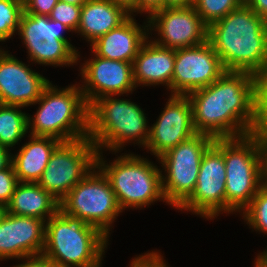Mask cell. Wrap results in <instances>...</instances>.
Returning a JSON list of instances; mask_svg holds the SVG:
<instances>
[{
  "instance_id": "cell-1",
  "label": "cell",
  "mask_w": 267,
  "mask_h": 267,
  "mask_svg": "<svg viewBox=\"0 0 267 267\" xmlns=\"http://www.w3.org/2000/svg\"><path fill=\"white\" fill-rule=\"evenodd\" d=\"M187 97L197 133L223 139L256 132V76L252 73L225 71Z\"/></svg>"
},
{
  "instance_id": "cell-2",
  "label": "cell",
  "mask_w": 267,
  "mask_h": 267,
  "mask_svg": "<svg viewBox=\"0 0 267 267\" xmlns=\"http://www.w3.org/2000/svg\"><path fill=\"white\" fill-rule=\"evenodd\" d=\"M208 41L226 71L267 69V20L245 3L208 26Z\"/></svg>"
},
{
  "instance_id": "cell-3",
  "label": "cell",
  "mask_w": 267,
  "mask_h": 267,
  "mask_svg": "<svg viewBox=\"0 0 267 267\" xmlns=\"http://www.w3.org/2000/svg\"><path fill=\"white\" fill-rule=\"evenodd\" d=\"M109 237L61 209L45 223L42 252L58 267H102Z\"/></svg>"
},
{
  "instance_id": "cell-4",
  "label": "cell",
  "mask_w": 267,
  "mask_h": 267,
  "mask_svg": "<svg viewBox=\"0 0 267 267\" xmlns=\"http://www.w3.org/2000/svg\"><path fill=\"white\" fill-rule=\"evenodd\" d=\"M119 96L101 97L89 107L88 138L97 152L105 149L116 154L128 143L145 148L148 141L150 125L145 110Z\"/></svg>"
},
{
  "instance_id": "cell-5",
  "label": "cell",
  "mask_w": 267,
  "mask_h": 267,
  "mask_svg": "<svg viewBox=\"0 0 267 267\" xmlns=\"http://www.w3.org/2000/svg\"><path fill=\"white\" fill-rule=\"evenodd\" d=\"M51 83L44 89L36 113L28 115L30 135L51 137L61 142L88 137L89 107L77 82L66 88Z\"/></svg>"
},
{
  "instance_id": "cell-6",
  "label": "cell",
  "mask_w": 267,
  "mask_h": 267,
  "mask_svg": "<svg viewBox=\"0 0 267 267\" xmlns=\"http://www.w3.org/2000/svg\"><path fill=\"white\" fill-rule=\"evenodd\" d=\"M123 154L109 164L103 152H97L96 156V165L107 176L121 210L146 208L158 200L166 202L162 190L163 171L147 157L131 152Z\"/></svg>"
},
{
  "instance_id": "cell-7",
  "label": "cell",
  "mask_w": 267,
  "mask_h": 267,
  "mask_svg": "<svg viewBox=\"0 0 267 267\" xmlns=\"http://www.w3.org/2000/svg\"><path fill=\"white\" fill-rule=\"evenodd\" d=\"M226 170V214H239L251 203L261 186L259 132L223 138Z\"/></svg>"
},
{
  "instance_id": "cell-8",
  "label": "cell",
  "mask_w": 267,
  "mask_h": 267,
  "mask_svg": "<svg viewBox=\"0 0 267 267\" xmlns=\"http://www.w3.org/2000/svg\"><path fill=\"white\" fill-rule=\"evenodd\" d=\"M60 209L97 227L107 237L123 212L107 176L97 165L60 201Z\"/></svg>"
},
{
  "instance_id": "cell-9",
  "label": "cell",
  "mask_w": 267,
  "mask_h": 267,
  "mask_svg": "<svg viewBox=\"0 0 267 267\" xmlns=\"http://www.w3.org/2000/svg\"><path fill=\"white\" fill-rule=\"evenodd\" d=\"M67 32L72 31L48 16L23 12L16 35L25 44L31 63L70 67L80 63L81 54L71 40L64 37Z\"/></svg>"
},
{
  "instance_id": "cell-10",
  "label": "cell",
  "mask_w": 267,
  "mask_h": 267,
  "mask_svg": "<svg viewBox=\"0 0 267 267\" xmlns=\"http://www.w3.org/2000/svg\"><path fill=\"white\" fill-rule=\"evenodd\" d=\"M213 143V137L197 133L157 159L164 170L161 178L166 204L178 209L191 196L203 155Z\"/></svg>"
},
{
  "instance_id": "cell-11",
  "label": "cell",
  "mask_w": 267,
  "mask_h": 267,
  "mask_svg": "<svg viewBox=\"0 0 267 267\" xmlns=\"http://www.w3.org/2000/svg\"><path fill=\"white\" fill-rule=\"evenodd\" d=\"M97 149L88 138L61 142L37 182L61 201L96 165Z\"/></svg>"
},
{
  "instance_id": "cell-12",
  "label": "cell",
  "mask_w": 267,
  "mask_h": 267,
  "mask_svg": "<svg viewBox=\"0 0 267 267\" xmlns=\"http://www.w3.org/2000/svg\"><path fill=\"white\" fill-rule=\"evenodd\" d=\"M225 183L223 139H214L201 160L194 192L177 210L214 220L219 214L226 213Z\"/></svg>"
},
{
  "instance_id": "cell-13",
  "label": "cell",
  "mask_w": 267,
  "mask_h": 267,
  "mask_svg": "<svg viewBox=\"0 0 267 267\" xmlns=\"http://www.w3.org/2000/svg\"><path fill=\"white\" fill-rule=\"evenodd\" d=\"M149 39L161 47L181 49L208 40V25L193 6L161 8L148 18ZM156 31L158 38H150ZM151 35V36H150Z\"/></svg>"
},
{
  "instance_id": "cell-14",
  "label": "cell",
  "mask_w": 267,
  "mask_h": 267,
  "mask_svg": "<svg viewBox=\"0 0 267 267\" xmlns=\"http://www.w3.org/2000/svg\"><path fill=\"white\" fill-rule=\"evenodd\" d=\"M91 56L79 65L84 100L90 107L96 100L109 95L132 94L136 90L133 79V63Z\"/></svg>"
},
{
  "instance_id": "cell-15",
  "label": "cell",
  "mask_w": 267,
  "mask_h": 267,
  "mask_svg": "<svg viewBox=\"0 0 267 267\" xmlns=\"http://www.w3.org/2000/svg\"><path fill=\"white\" fill-rule=\"evenodd\" d=\"M225 71L208 40L197 46L176 49L172 95H187L207 87Z\"/></svg>"
},
{
  "instance_id": "cell-16",
  "label": "cell",
  "mask_w": 267,
  "mask_h": 267,
  "mask_svg": "<svg viewBox=\"0 0 267 267\" xmlns=\"http://www.w3.org/2000/svg\"><path fill=\"white\" fill-rule=\"evenodd\" d=\"M164 110L149 129L145 148L156 159L189 140L197 134L192 115V106L187 95H171Z\"/></svg>"
},
{
  "instance_id": "cell-17",
  "label": "cell",
  "mask_w": 267,
  "mask_h": 267,
  "mask_svg": "<svg viewBox=\"0 0 267 267\" xmlns=\"http://www.w3.org/2000/svg\"><path fill=\"white\" fill-rule=\"evenodd\" d=\"M29 66L7 50L0 52V104L26 108L40 98L51 82Z\"/></svg>"
},
{
  "instance_id": "cell-18",
  "label": "cell",
  "mask_w": 267,
  "mask_h": 267,
  "mask_svg": "<svg viewBox=\"0 0 267 267\" xmlns=\"http://www.w3.org/2000/svg\"><path fill=\"white\" fill-rule=\"evenodd\" d=\"M45 223L36 217L6 213L0 223V261L41 255Z\"/></svg>"
},
{
  "instance_id": "cell-19",
  "label": "cell",
  "mask_w": 267,
  "mask_h": 267,
  "mask_svg": "<svg viewBox=\"0 0 267 267\" xmlns=\"http://www.w3.org/2000/svg\"><path fill=\"white\" fill-rule=\"evenodd\" d=\"M130 15L117 28L96 39L90 50L99 57L133 63L142 44L149 38L148 19L140 25Z\"/></svg>"
},
{
  "instance_id": "cell-20",
  "label": "cell",
  "mask_w": 267,
  "mask_h": 267,
  "mask_svg": "<svg viewBox=\"0 0 267 267\" xmlns=\"http://www.w3.org/2000/svg\"><path fill=\"white\" fill-rule=\"evenodd\" d=\"M175 50L161 47L149 38L142 44L133 62V79L136 88L166 86L172 95V76Z\"/></svg>"
},
{
  "instance_id": "cell-21",
  "label": "cell",
  "mask_w": 267,
  "mask_h": 267,
  "mask_svg": "<svg viewBox=\"0 0 267 267\" xmlns=\"http://www.w3.org/2000/svg\"><path fill=\"white\" fill-rule=\"evenodd\" d=\"M130 14L111 0H88L81 6L76 33L92 44L99 37L122 24Z\"/></svg>"
},
{
  "instance_id": "cell-22",
  "label": "cell",
  "mask_w": 267,
  "mask_h": 267,
  "mask_svg": "<svg viewBox=\"0 0 267 267\" xmlns=\"http://www.w3.org/2000/svg\"><path fill=\"white\" fill-rule=\"evenodd\" d=\"M18 152L12 154L16 177L22 183H37L48 165L49 159L61 141L43 136L29 135Z\"/></svg>"
},
{
  "instance_id": "cell-23",
  "label": "cell",
  "mask_w": 267,
  "mask_h": 267,
  "mask_svg": "<svg viewBox=\"0 0 267 267\" xmlns=\"http://www.w3.org/2000/svg\"><path fill=\"white\" fill-rule=\"evenodd\" d=\"M6 209L13 215L36 217L46 222L58 212L60 201L38 183L19 182Z\"/></svg>"
},
{
  "instance_id": "cell-24",
  "label": "cell",
  "mask_w": 267,
  "mask_h": 267,
  "mask_svg": "<svg viewBox=\"0 0 267 267\" xmlns=\"http://www.w3.org/2000/svg\"><path fill=\"white\" fill-rule=\"evenodd\" d=\"M24 107L0 104V146L14 149L27 136L28 115Z\"/></svg>"
},
{
  "instance_id": "cell-25",
  "label": "cell",
  "mask_w": 267,
  "mask_h": 267,
  "mask_svg": "<svg viewBox=\"0 0 267 267\" xmlns=\"http://www.w3.org/2000/svg\"><path fill=\"white\" fill-rule=\"evenodd\" d=\"M240 215L252 231L267 235V189L261 187Z\"/></svg>"
},
{
  "instance_id": "cell-26",
  "label": "cell",
  "mask_w": 267,
  "mask_h": 267,
  "mask_svg": "<svg viewBox=\"0 0 267 267\" xmlns=\"http://www.w3.org/2000/svg\"><path fill=\"white\" fill-rule=\"evenodd\" d=\"M23 12V0H0V42L17 34Z\"/></svg>"
},
{
  "instance_id": "cell-27",
  "label": "cell",
  "mask_w": 267,
  "mask_h": 267,
  "mask_svg": "<svg viewBox=\"0 0 267 267\" xmlns=\"http://www.w3.org/2000/svg\"><path fill=\"white\" fill-rule=\"evenodd\" d=\"M244 3V0H194L193 7L209 26Z\"/></svg>"
},
{
  "instance_id": "cell-28",
  "label": "cell",
  "mask_w": 267,
  "mask_h": 267,
  "mask_svg": "<svg viewBox=\"0 0 267 267\" xmlns=\"http://www.w3.org/2000/svg\"><path fill=\"white\" fill-rule=\"evenodd\" d=\"M256 132H267V69L256 76Z\"/></svg>"
},
{
  "instance_id": "cell-29",
  "label": "cell",
  "mask_w": 267,
  "mask_h": 267,
  "mask_svg": "<svg viewBox=\"0 0 267 267\" xmlns=\"http://www.w3.org/2000/svg\"><path fill=\"white\" fill-rule=\"evenodd\" d=\"M81 6L59 1L49 14V18L62 23L76 34L80 23Z\"/></svg>"
},
{
  "instance_id": "cell-30",
  "label": "cell",
  "mask_w": 267,
  "mask_h": 267,
  "mask_svg": "<svg viewBox=\"0 0 267 267\" xmlns=\"http://www.w3.org/2000/svg\"><path fill=\"white\" fill-rule=\"evenodd\" d=\"M19 183L13 165L0 171V203L7 205Z\"/></svg>"
},
{
  "instance_id": "cell-31",
  "label": "cell",
  "mask_w": 267,
  "mask_h": 267,
  "mask_svg": "<svg viewBox=\"0 0 267 267\" xmlns=\"http://www.w3.org/2000/svg\"><path fill=\"white\" fill-rule=\"evenodd\" d=\"M144 254V255H143ZM142 255H137L132 258L129 266L130 267H170L168 266L164 260V256H162L161 252L158 250L147 251Z\"/></svg>"
},
{
  "instance_id": "cell-32",
  "label": "cell",
  "mask_w": 267,
  "mask_h": 267,
  "mask_svg": "<svg viewBox=\"0 0 267 267\" xmlns=\"http://www.w3.org/2000/svg\"><path fill=\"white\" fill-rule=\"evenodd\" d=\"M60 0H23L24 12L33 15L49 16Z\"/></svg>"
},
{
  "instance_id": "cell-33",
  "label": "cell",
  "mask_w": 267,
  "mask_h": 267,
  "mask_svg": "<svg viewBox=\"0 0 267 267\" xmlns=\"http://www.w3.org/2000/svg\"><path fill=\"white\" fill-rule=\"evenodd\" d=\"M261 186L267 189V132H259Z\"/></svg>"
},
{
  "instance_id": "cell-34",
  "label": "cell",
  "mask_w": 267,
  "mask_h": 267,
  "mask_svg": "<svg viewBox=\"0 0 267 267\" xmlns=\"http://www.w3.org/2000/svg\"><path fill=\"white\" fill-rule=\"evenodd\" d=\"M18 260H22L23 262L21 261V263L13 265L12 267H58L42 254L24 257Z\"/></svg>"
},
{
  "instance_id": "cell-35",
  "label": "cell",
  "mask_w": 267,
  "mask_h": 267,
  "mask_svg": "<svg viewBox=\"0 0 267 267\" xmlns=\"http://www.w3.org/2000/svg\"><path fill=\"white\" fill-rule=\"evenodd\" d=\"M161 8H163V0H137V14H148L146 17H149Z\"/></svg>"
},
{
  "instance_id": "cell-36",
  "label": "cell",
  "mask_w": 267,
  "mask_h": 267,
  "mask_svg": "<svg viewBox=\"0 0 267 267\" xmlns=\"http://www.w3.org/2000/svg\"><path fill=\"white\" fill-rule=\"evenodd\" d=\"M244 3L267 20V0H244Z\"/></svg>"
},
{
  "instance_id": "cell-37",
  "label": "cell",
  "mask_w": 267,
  "mask_h": 267,
  "mask_svg": "<svg viewBox=\"0 0 267 267\" xmlns=\"http://www.w3.org/2000/svg\"><path fill=\"white\" fill-rule=\"evenodd\" d=\"M11 149L0 146V171L9 168L12 165Z\"/></svg>"
},
{
  "instance_id": "cell-38",
  "label": "cell",
  "mask_w": 267,
  "mask_h": 267,
  "mask_svg": "<svg viewBox=\"0 0 267 267\" xmlns=\"http://www.w3.org/2000/svg\"><path fill=\"white\" fill-rule=\"evenodd\" d=\"M113 3L122 6L130 15L137 14V0H111ZM135 13V14H134Z\"/></svg>"
},
{
  "instance_id": "cell-39",
  "label": "cell",
  "mask_w": 267,
  "mask_h": 267,
  "mask_svg": "<svg viewBox=\"0 0 267 267\" xmlns=\"http://www.w3.org/2000/svg\"><path fill=\"white\" fill-rule=\"evenodd\" d=\"M194 0H163V8L193 6Z\"/></svg>"
},
{
  "instance_id": "cell-40",
  "label": "cell",
  "mask_w": 267,
  "mask_h": 267,
  "mask_svg": "<svg viewBox=\"0 0 267 267\" xmlns=\"http://www.w3.org/2000/svg\"><path fill=\"white\" fill-rule=\"evenodd\" d=\"M254 260V267H267V258L263 254H257Z\"/></svg>"
},
{
  "instance_id": "cell-41",
  "label": "cell",
  "mask_w": 267,
  "mask_h": 267,
  "mask_svg": "<svg viewBox=\"0 0 267 267\" xmlns=\"http://www.w3.org/2000/svg\"><path fill=\"white\" fill-rule=\"evenodd\" d=\"M60 1L65 2V3L72 4V5L82 6L88 0H60Z\"/></svg>"
},
{
  "instance_id": "cell-42",
  "label": "cell",
  "mask_w": 267,
  "mask_h": 267,
  "mask_svg": "<svg viewBox=\"0 0 267 267\" xmlns=\"http://www.w3.org/2000/svg\"><path fill=\"white\" fill-rule=\"evenodd\" d=\"M6 213H7L6 205L0 203V223Z\"/></svg>"
},
{
  "instance_id": "cell-43",
  "label": "cell",
  "mask_w": 267,
  "mask_h": 267,
  "mask_svg": "<svg viewBox=\"0 0 267 267\" xmlns=\"http://www.w3.org/2000/svg\"><path fill=\"white\" fill-rule=\"evenodd\" d=\"M263 255L267 258V250L263 253Z\"/></svg>"
}]
</instances>
